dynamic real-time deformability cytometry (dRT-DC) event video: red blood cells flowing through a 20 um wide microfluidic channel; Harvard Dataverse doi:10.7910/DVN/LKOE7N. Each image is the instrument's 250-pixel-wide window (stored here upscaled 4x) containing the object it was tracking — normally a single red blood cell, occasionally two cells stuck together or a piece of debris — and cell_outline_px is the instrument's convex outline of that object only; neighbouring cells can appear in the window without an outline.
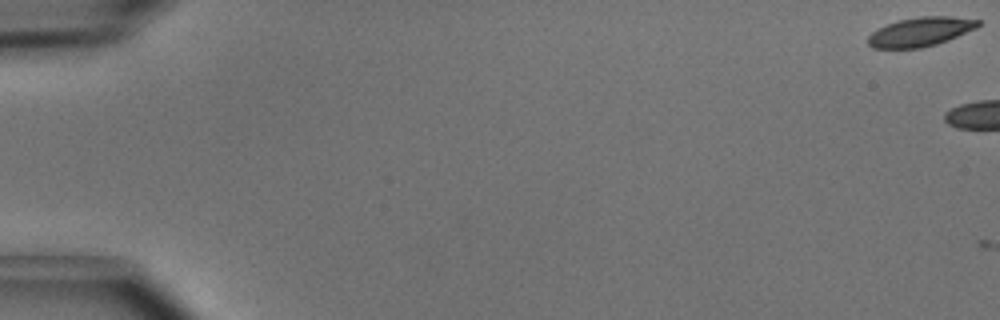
{"species": "common noctule bat (a hibernating species)", "species_latin": "Nyctalus noctula", "temperature_condition": "cold", "stored_images_in_passage": 2, "camera_frame_rate_fps": 3000, "um_per_image_px": 0.085, "animal": {"sex": "male", "body_mass_g": 15.6}, "frame": {"image": 1, "passage_image": 1, "time_ms": 0.0, "image_size_px": [1000, 320], "cell_outline_px": [[980, 24], [976, 28], [948, 40], [936, 44], [920, 48], [872, 48], [868, 44], [868, 36], [872, 32], [888, 24], [900, 20], [920, 16], [948, 16], [980, 20]], "centroid_in_image_um": [78.24, 2.7], "position_along_channel_um": 6.8, "area_um2": 18.44}}